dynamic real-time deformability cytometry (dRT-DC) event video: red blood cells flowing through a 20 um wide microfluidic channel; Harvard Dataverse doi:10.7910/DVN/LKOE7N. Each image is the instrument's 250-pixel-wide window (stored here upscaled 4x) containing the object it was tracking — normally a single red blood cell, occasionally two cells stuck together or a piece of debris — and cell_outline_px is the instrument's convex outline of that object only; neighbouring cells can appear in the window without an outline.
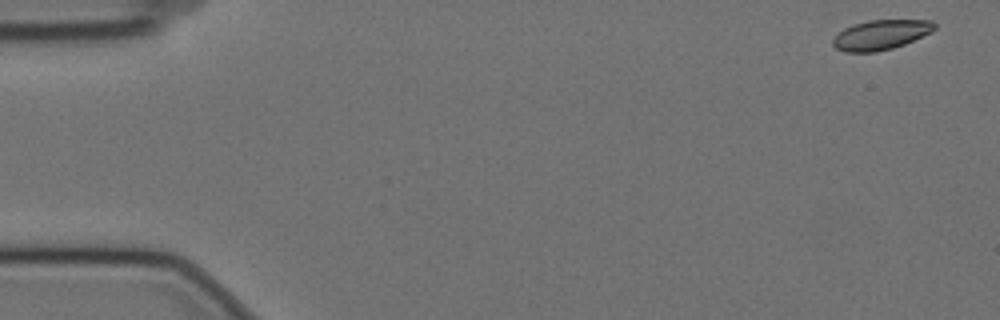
{"species": "Egyptian fruit bat (a non-hibernating species)", "species_latin": "Rousettus aegyptiacus", "temperature_condition": "cold", "stored_images_in_passage": 54, "camera_frame_rate_fps": 3000, "um_per_image_px": 0.085, "animal": {"sex": "female"}, "frame": {"image": 1, "passage_image": 1, "time_ms": 0.0, "image_size_px": [1000, 320], "cell_outline_px": [[936, 28], [932, 32], [904, 44], [892, 48], [876, 52], [844, 52], [836, 48], [832, 44], [832, 40], [844, 28], [852, 24], [868, 20], [932, 20], [936, 24]], "centroid_in_image_um": [74.87, 2.95], "position_along_channel_um": 10.1, "area_um2": 17.69}}
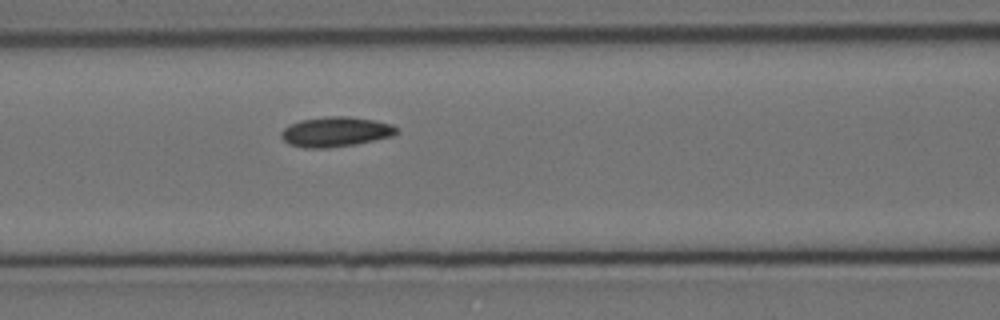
{"frame": {"image": 2, "passage_image": 23, "time_ms": 7.333, "image_size_px": [1000, 320], "cell_outline_px": [[400, 132], [392, 136], [356, 144], [328, 148], [304, 148], [288, 144], [280, 136], [280, 132], [284, 128], [300, 120], [328, 116], [348, 116], [376, 120], [392, 124]], "centroid_in_image_um": [28.53, 11.2], "position_along_channel_um": 138.1, "area_um2": 20.23}}
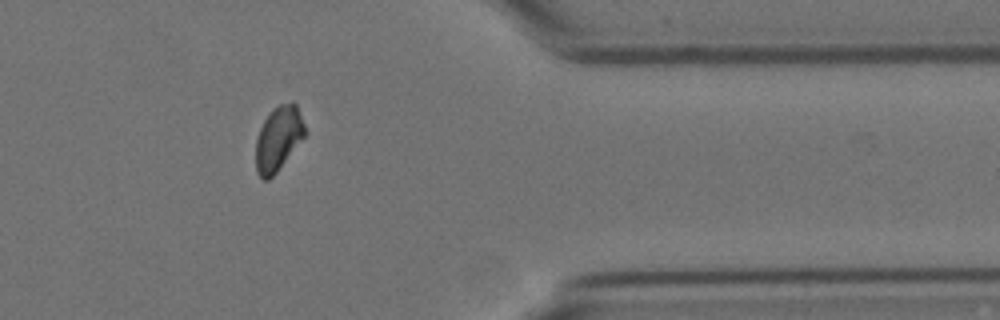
{"frame": {"image": 3, "passage_image": 46, "time_ms": 15.0, "image_size_px": [1000, 320], "cell_outline_px": [[304, 136], [276, 172], [268, 180], [264, 180], [256, 172], [256, 140], [260, 128], [264, 120], [280, 104], [296, 104], [304, 124]], "centroid_in_image_um": [23.63, 11.82], "position_along_channel_um": 387.8, "area_um2": 17.69}}